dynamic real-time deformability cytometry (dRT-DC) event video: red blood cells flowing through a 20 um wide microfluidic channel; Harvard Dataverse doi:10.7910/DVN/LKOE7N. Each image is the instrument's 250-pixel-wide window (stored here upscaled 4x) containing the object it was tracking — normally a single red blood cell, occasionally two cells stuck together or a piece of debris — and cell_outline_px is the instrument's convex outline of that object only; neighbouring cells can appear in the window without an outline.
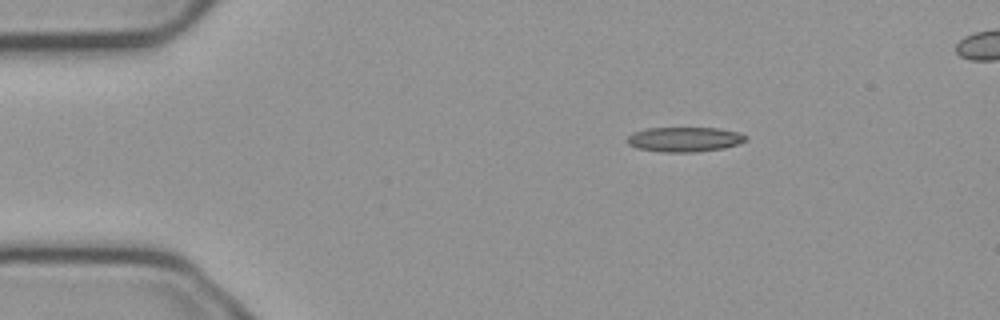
{"species": "common noctule bat (a hibernating species)", "species_latin": "Nyctalus noctula", "temperature_condition": "cold", "stored_images_in_passage": 3, "camera_frame_rate_fps": 3000, "um_per_image_px": 0.085, "animal": {"sex": "male", "body_mass_g": 23.1, "forearm_length_mm": 52.7}, "frame": {"image": 1, "passage_image": 3, "time_ms": 0.667, "image_size_px": [1000, 320], "cell_outline_px": [[748, 140], [724, 148], [692, 152], [664, 152], [636, 148], [628, 144], [628, 136], [632, 132], [648, 128], [720, 128], [740, 132], [748, 136]], "centroid_in_image_um": [58.21, 11.84], "position_along_channel_um": 26.8, "area_um2": 17.17}}